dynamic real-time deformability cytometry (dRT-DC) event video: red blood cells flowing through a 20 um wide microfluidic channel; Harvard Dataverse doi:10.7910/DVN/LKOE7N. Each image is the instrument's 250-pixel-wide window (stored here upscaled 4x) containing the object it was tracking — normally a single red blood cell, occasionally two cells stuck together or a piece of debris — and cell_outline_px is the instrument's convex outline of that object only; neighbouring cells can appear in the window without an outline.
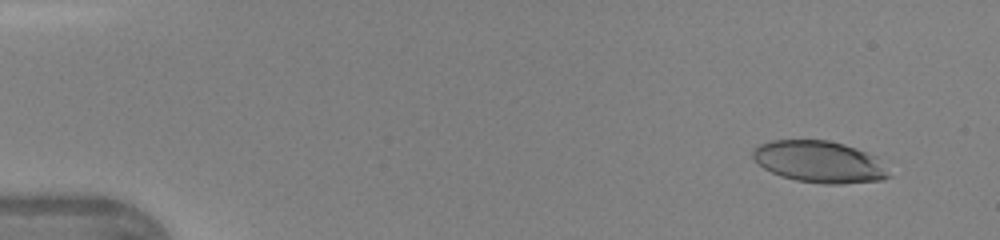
{"species": "human", "species_latin": "Homo sapiens", "temperature_condition": "warm", "stored_images_in_passage": 10, "camera_frame_rate_fps": 3000, "um_per_image_px": 0.085, "donor": {"sex": "female"}, "frame": {"image": 1, "passage_image": 1, "time_ms": 0.0, "image_size_px": [1000, 240], "cell_outline_px": [[892, 176], [884, 180], [840, 184], [824, 184], [796, 180], [780, 176], [756, 164], [752, 156], [752, 148], [760, 144], [772, 140], [828, 140], [844, 144], [856, 148], [876, 156]], "centroid_in_image_um": [69.63, 13.75], "position_along_channel_um": 15.4, "area_um2": 33.29}}
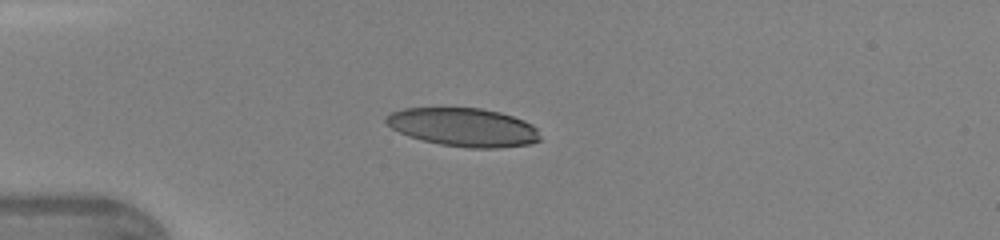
{"frame": {"image": 2, "passage_image": 6, "time_ms": 1.667, "image_size_px": [1000, 240], "cell_outline_px": [[540, 140], [532, 144], [496, 148], [468, 148], [440, 144], [408, 136], [392, 128], [384, 120], [392, 112], [404, 108], [480, 108], [500, 112], [524, 120], [532, 124], [536, 128], [540, 136]], "centroid_in_image_um": [39.43, 10.82], "position_along_channel_um": 45.6, "area_um2": 34.39}}